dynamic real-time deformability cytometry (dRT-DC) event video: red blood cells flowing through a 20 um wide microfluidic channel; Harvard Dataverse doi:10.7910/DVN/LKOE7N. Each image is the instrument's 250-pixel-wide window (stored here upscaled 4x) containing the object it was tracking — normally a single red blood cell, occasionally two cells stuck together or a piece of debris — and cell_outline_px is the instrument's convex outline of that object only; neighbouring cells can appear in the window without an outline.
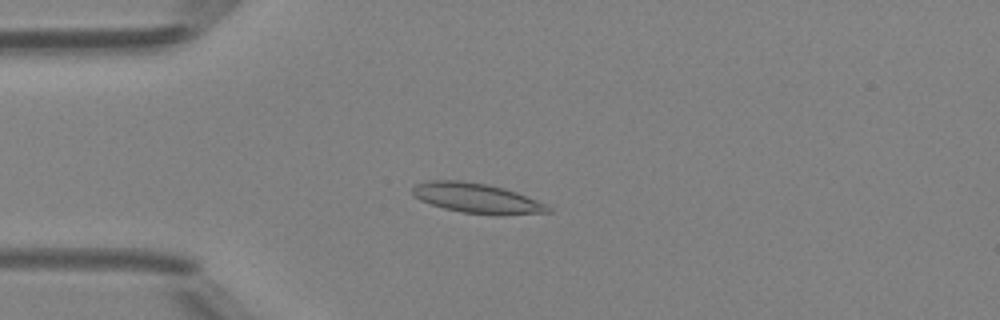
{"species": "Egyptian fruit bat (a non-hibernating species)", "species_latin": "Rousettus aegyptiacus", "temperature_condition": "room temperature", "stored_images_in_passage": 49, "camera_frame_rate_fps": 3000, "um_per_image_px": 0.085, "animal": {"sex": "female"}, "frame": {"image": 1, "passage_image": 13, "time_ms": 4.0, "image_size_px": [1000, 320], "cell_outline_px": [[552, 212], [500, 216], [496, 216], [464, 212], [444, 208], [420, 200], [412, 196], [412, 188], [416, 184], [428, 180], [460, 180], [488, 184], [504, 188], [516, 192], [536, 200], [552, 208]], "centroid_in_image_um": [40.53, 16.85], "position_along_channel_um": 44.5, "area_um2": 23.81}}
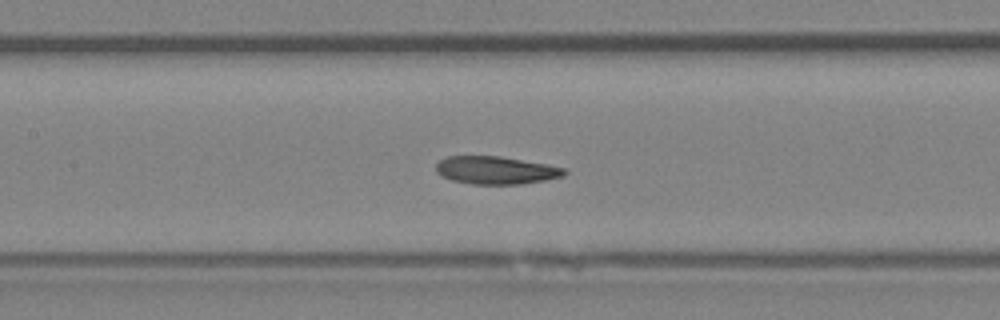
{"frame": {"image": 2, "passage_image": 23, "time_ms": 7.333, "image_size_px": [1000, 320], "cell_outline_px": [[568, 172], [564, 176], [544, 180], [520, 184], [472, 184], [452, 180], [436, 172], [436, 164], [440, 160], [448, 156], [500, 156], [544, 164], [564, 168]], "centroid_in_image_um": [42.14, 14.47], "position_along_channel_um": 165.3, "area_um2": 20.58}}
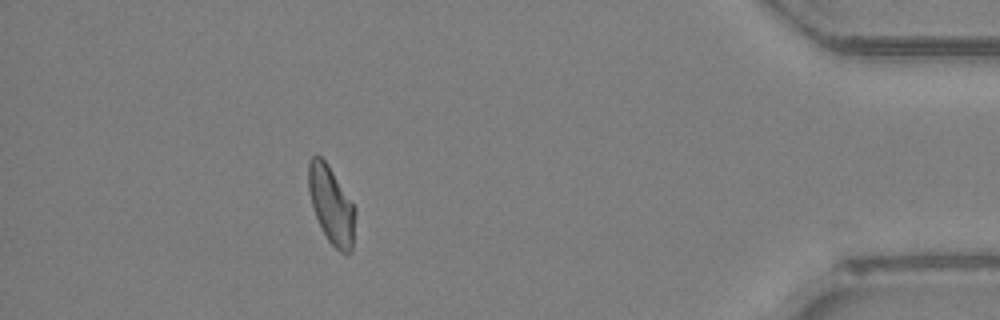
{"frame": {"image": 3, "passage_image": 44, "time_ms": 14.333, "image_size_px": [1000, 320], "cell_outline_px": [[356, 212], [352, 252], [340, 252], [328, 240], [316, 216], [312, 204], [308, 188], [308, 160], [312, 156], [320, 156], [328, 164], [356, 208]], "centroid_in_image_um": [28.17, 17.41], "position_along_channel_um": 407.0, "area_um2": 20.92}, "authors_computed_cell_mechanics": {"area_um2": 21.4438, "velocity_mm_per_s": 4.2177, "shape_relaxation_time_tau1_ms": null, "shape_relaxation_time_tau2_ms": 4.2297, "deformation_change_tau1": null, "deformation_change_tau2": 0.119}}